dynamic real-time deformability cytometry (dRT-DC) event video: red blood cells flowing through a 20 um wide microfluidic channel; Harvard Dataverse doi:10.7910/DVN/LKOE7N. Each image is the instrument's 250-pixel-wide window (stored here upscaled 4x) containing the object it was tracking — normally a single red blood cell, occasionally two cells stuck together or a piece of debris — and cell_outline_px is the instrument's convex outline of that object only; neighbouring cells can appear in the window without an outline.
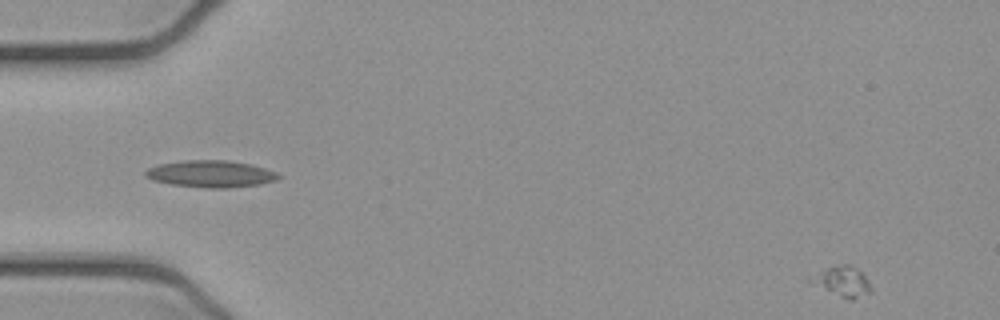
{"species": "common noctule bat (a hibernating species)", "species_latin": "Nyctalus noctula", "temperature_condition": "cold", "stored_images_in_passage": 9, "camera_frame_rate_fps": 3000, "um_per_image_px": 0.085, "animal": {"sex": "female", "body_mass_g": 21.9}, "frame": {"image": 1, "passage_image": 1, "time_ms": 0.0, "image_size_px": [1000, 320], "cell_outline_px": [[872, 292], [852, 300], [840, 296], [812, 284], [808, 280], [808, 276], [828, 268], [844, 264], [848, 264], [860, 272], [868, 280], [872, 288]], "centroid_in_image_um": [71.59, 23.94], "position_along_channel_um": 13.4, "area_um2": 10.35}}